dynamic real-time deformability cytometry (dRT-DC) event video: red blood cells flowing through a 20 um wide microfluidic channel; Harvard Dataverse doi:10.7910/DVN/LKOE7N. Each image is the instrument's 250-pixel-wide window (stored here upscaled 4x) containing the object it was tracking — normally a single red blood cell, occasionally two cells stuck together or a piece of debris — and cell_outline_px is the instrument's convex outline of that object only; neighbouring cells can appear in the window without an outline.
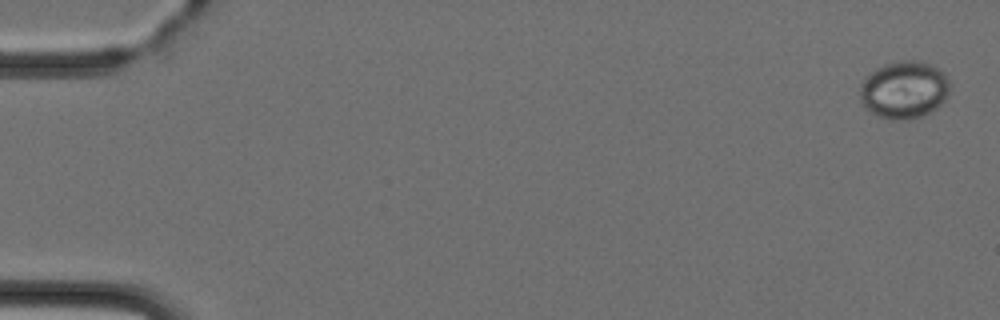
{"species": "Egyptian fruit bat (a non-hibernating species)", "species_latin": "Rousettus aegyptiacus", "temperature_condition": "cold", "stored_images_in_passage": 4, "camera_frame_rate_fps": 3000, "um_per_image_px": 0.085, "animal": {"sex": "female"}, "frame": {"image": 1, "passage_image": 1, "time_ms": 0.0, "image_size_px": [1000, 320], "cell_outline_px": [[948, 92], [944, 100], [932, 112], [920, 116], [904, 120], [888, 120], [876, 116], [864, 108], [860, 100], [860, 84], [876, 68], [884, 64], [900, 60], [916, 60], [928, 64], [944, 72], [948, 80]], "centroid_in_image_um": [76.81, 7.65], "position_along_channel_um": 8.2, "area_um2": 30.17}}